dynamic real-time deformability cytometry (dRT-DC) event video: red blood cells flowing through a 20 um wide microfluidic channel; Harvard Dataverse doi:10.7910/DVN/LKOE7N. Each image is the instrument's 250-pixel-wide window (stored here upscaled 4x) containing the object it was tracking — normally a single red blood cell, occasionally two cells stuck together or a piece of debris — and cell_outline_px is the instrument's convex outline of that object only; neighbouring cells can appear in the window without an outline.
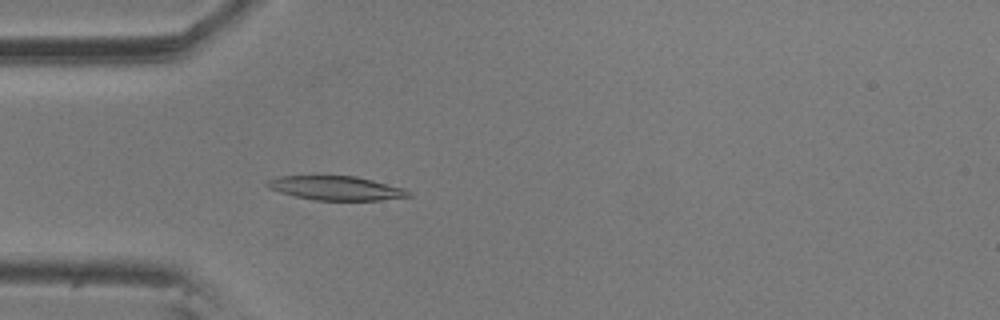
{"species": "common noctule bat (a hibernating species)", "species_latin": "Nyctalus noctula", "temperature_condition": "room temperature", "stored_images_in_passage": 47, "camera_frame_rate_fps": 3000, "um_per_image_px": 0.085, "animal": {"sex": "male", "body_mass_g": 20.5, "forearm_length_mm": 52.5}, "frame": {"image": 1, "passage_image": 7, "time_ms": 2.0, "image_size_px": [1000, 320], "cell_outline_px": [[412, 196], [380, 200], [316, 200], [296, 196], [280, 192], [268, 188], [264, 184], [268, 180], [276, 176], [356, 176], [404, 188], [412, 192]], "centroid_in_image_um": [28.56, 15.99], "position_along_channel_um": 56.4, "area_um2": 19.77}}
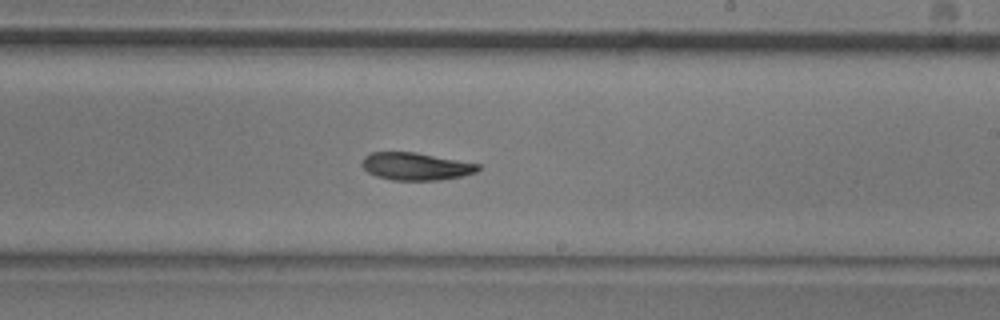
{"frame": {"image": 2, "passage_image": 24, "time_ms": 7.667, "image_size_px": [1000, 320], "cell_outline_px": [[480, 168], [476, 172], [464, 176], [440, 180], [392, 180], [376, 176], [368, 172], [360, 164], [364, 156], [372, 152], [416, 152], [480, 164]], "centroid_in_image_um": [35.34, 14.14], "position_along_channel_um": 253.7, "area_um2": 18.73}}
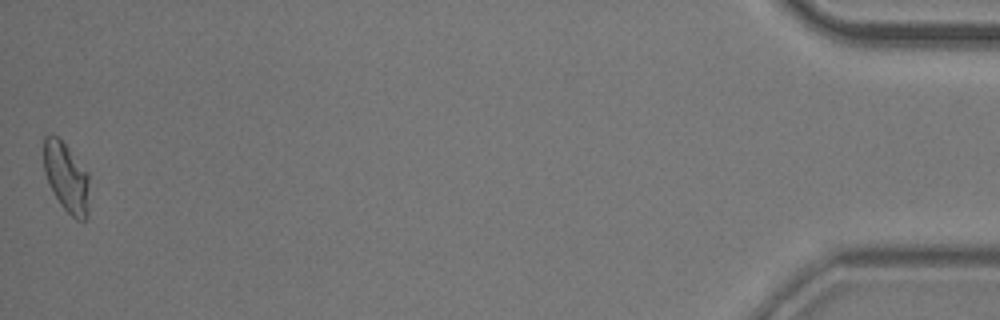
{"frame": {"image": 3, "passage_image": 47, "time_ms": 15.333, "image_size_px": [1000, 320], "cell_outline_px": [[88, 216], [84, 220], [76, 220], [60, 204], [48, 184], [44, 172], [44, 136], [56, 136], [68, 148], [88, 172]], "centroid_in_image_um": [5.64, 15.11], "position_along_channel_um": 429.6, "area_um2": 18.26}, "authors_computed_cell_mechanics": {"area_um2": 18.9006, "velocity_mm_per_s": 3.5516, "shape_relaxation_time_tau1_ms": 8.7045, "shape_relaxation_time_tau2_ms": 6.8351, "deformation_change_tau1": 0.2029, "deformation_change_tau2": 0.132}}